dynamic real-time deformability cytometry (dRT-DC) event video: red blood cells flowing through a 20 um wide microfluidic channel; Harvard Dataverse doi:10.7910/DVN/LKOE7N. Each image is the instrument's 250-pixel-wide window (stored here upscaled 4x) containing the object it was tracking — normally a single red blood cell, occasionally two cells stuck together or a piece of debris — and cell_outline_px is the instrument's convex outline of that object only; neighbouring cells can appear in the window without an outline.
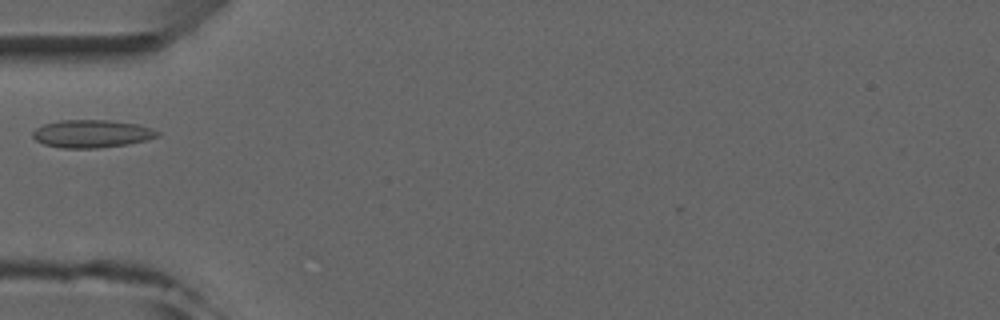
{"species": "common noctule bat (a hibernating species)", "species_latin": "Nyctalus noctula", "temperature_condition": "room temperature", "stored_images_in_passage": 3, "camera_frame_rate_fps": 3000, "um_per_image_px": 0.085, "animal": {"sex": "male", "forearm_length_mm": 52.5}, "frame": {"image": 1, "passage_image": 1, "time_ms": 0.0, "image_size_px": [1000, 320], "cell_outline_px": [[160, 136], [128, 144], [96, 148], [60, 148], [44, 144], [36, 140], [32, 136], [32, 132], [36, 128], [44, 124], [60, 120], [108, 120], [140, 124], [152, 128], [160, 132]], "centroid_in_image_um": [7.81, 11.36], "position_along_channel_um": 77.2, "area_um2": 20.29}}
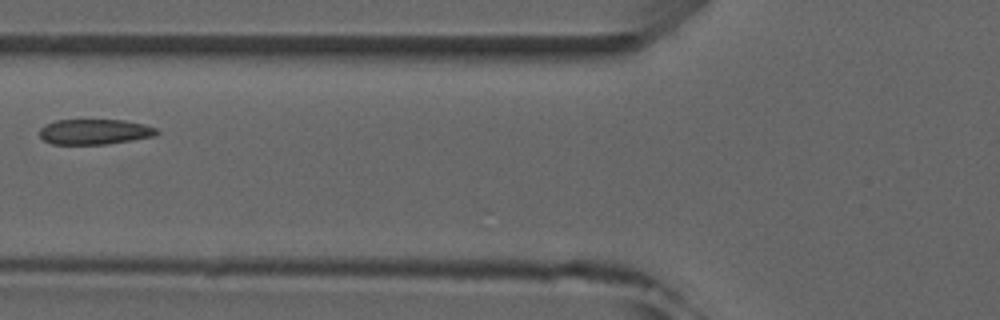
{"frame": {"image": 2, "passage_image": 2, "time_ms": 1.0, "image_size_px": [1000, 320], "cell_outline_px": [[160, 132], [156, 136], [132, 140], [104, 144], [52, 144], [44, 140], [40, 136], [40, 128], [44, 124], [56, 120], [124, 120], [144, 124], [156, 128]], "centroid_in_image_um": [8.05, 11.19], "position_along_channel_um": 117.7, "area_um2": 17.34}}
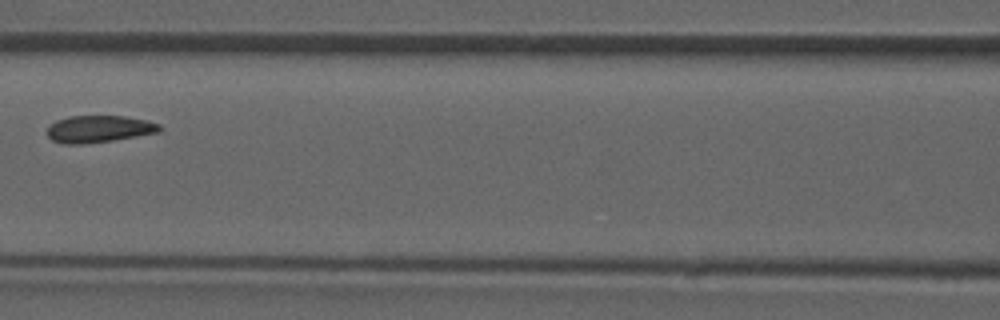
{"frame": {"image": 3, "passage_image": 3, "time_ms": 2.0, "image_size_px": [1000, 320], "cell_outline_px": [[160, 132], [88, 144], [64, 144], [52, 140], [48, 136], [48, 128], [56, 120], [68, 116], [124, 116], [148, 120], [160, 124]], "centroid_in_image_um": [8.41, 10.96], "position_along_channel_um": 158.2, "area_um2": 17.69}}